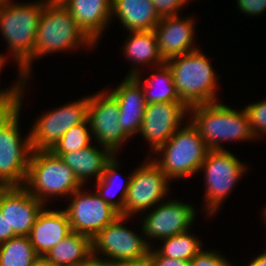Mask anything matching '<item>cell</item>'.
Returning <instances> with one entry per match:
<instances>
[{"label":"cell","mask_w":266,"mask_h":266,"mask_svg":"<svg viewBox=\"0 0 266 266\" xmlns=\"http://www.w3.org/2000/svg\"><path fill=\"white\" fill-rule=\"evenodd\" d=\"M48 1L14 3L13 0H4L0 4V33L13 54L22 80L27 81L32 75L36 33Z\"/></svg>","instance_id":"obj_1"},{"label":"cell","mask_w":266,"mask_h":266,"mask_svg":"<svg viewBox=\"0 0 266 266\" xmlns=\"http://www.w3.org/2000/svg\"><path fill=\"white\" fill-rule=\"evenodd\" d=\"M26 81L23 80L15 104L0 119V187L23 186L32 154L30 133L21 137L20 111Z\"/></svg>","instance_id":"obj_2"},{"label":"cell","mask_w":266,"mask_h":266,"mask_svg":"<svg viewBox=\"0 0 266 266\" xmlns=\"http://www.w3.org/2000/svg\"><path fill=\"white\" fill-rule=\"evenodd\" d=\"M189 120L210 150L225 149L221 143L256 139L245 109L235 110L219 102L189 108Z\"/></svg>","instance_id":"obj_3"},{"label":"cell","mask_w":266,"mask_h":266,"mask_svg":"<svg viewBox=\"0 0 266 266\" xmlns=\"http://www.w3.org/2000/svg\"><path fill=\"white\" fill-rule=\"evenodd\" d=\"M209 59L198 49L165 62L171 69L176 92L188 108L218 102V78Z\"/></svg>","instance_id":"obj_4"},{"label":"cell","mask_w":266,"mask_h":266,"mask_svg":"<svg viewBox=\"0 0 266 266\" xmlns=\"http://www.w3.org/2000/svg\"><path fill=\"white\" fill-rule=\"evenodd\" d=\"M80 46L91 49L95 43L59 0L48 1L36 33L34 59L60 51H73Z\"/></svg>","instance_id":"obj_5"},{"label":"cell","mask_w":266,"mask_h":266,"mask_svg":"<svg viewBox=\"0 0 266 266\" xmlns=\"http://www.w3.org/2000/svg\"><path fill=\"white\" fill-rule=\"evenodd\" d=\"M23 186L44 204L51 197H69L84 187L63 160L50 150L32 151Z\"/></svg>","instance_id":"obj_6"},{"label":"cell","mask_w":266,"mask_h":266,"mask_svg":"<svg viewBox=\"0 0 266 266\" xmlns=\"http://www.w3.org/2000/svg\"><path fill=\"white\" fill-rule=\"evenodd\" d=\"M185 123L154 153L160 158H152L170 180L198 173L210 150L192 122Z\"/></svg>","instance_id":"obj_7"},{"label":"cell","mask_w":266,"mask_h":266,"mask_svg":"<svg viewBox=\"0 0 266 266\" xmlns=\"http://www.w3.org/2000/svg\"><path fill=\"white\" fill-rule=\"evenodd\" d=\"M248 166L227 149L209 150L200 170L204 171V209L207 216L214 215L234 185L245 175ZM244 174V175H243Z\"/></svg>","instance_id":"obj_8"},{"label":"cell","mask_w":266,"mask_h":266,"mask_svg":"<svg viewBox=\"0 0 266 266\" xmlns=\"http://www.w3.org/2000/svg\"><path fill=\"white\" fill-rule=\"evenodd\" d=\"M127 219L118 216L92 239L93 257L118 264L148 258L151 246L144 235L124 226Z\"/></svg>","instance_id":"obj_9"},{"label":"cell","mask_w":266,"mask_h":266,"mask_svg":"<svg viewBox=\"0 0 266 266\" xmlns=\"http://www.w3.org/2000/svg\"><path fill=\"white\" fill-rule=\"evenodd\" d=\"M171 181L151 158H146L132 172L130 185L123 205V216L132 217L135 213L148 212L151 207L164 200L170 190Z\"/></svg>","instance_id":"obj_10"},{"label":"cell","mask_w":266,"mask_h":266,"mask_svg":"<svg viewBox=\"0 0 266 266\" xmlns=\"http://www.w3.org/2000/svg\"><path fill=\"white\" fill-rule=\"evenodd\" d=\"M88 104L89 96L43 112L29 131L32 150H50L70 128L83 123Z\"/></svg>","instance_id":"obj_11"},{"label":"cell","mask_w":266,"mask_h":266,"mask_svg":"<svg viewBox=\"0 0 266 266\" xmlns=\"http://www.w3.org/2000/svg\"><path fill=\"white\" fill-rule=\"evenodd\" d=\"M88 120L98 147L104 146L115 155L123 143L131 138L119 123L118 102L108 90L89 95Z\"/></svg>","instance_id":"obj_12"},{"label":"cell","mask_w":266,"mask_h":266,"mask_svg":"<svg viewBox=\"0 0 266 266\" xmlns=\"http://www.w3.org/2000/svg\"><path fill=\"white\" fill-rule=\"evenodd\" d=\"M91 192V193H90ZM81 188L69 196V205L64 211L71 230L93 239L101 230L112 223L120 214L94 191Z\"/></svg>","instance_id":"obj_13"},{"label":"cell","mask_w":266,"mask_h":266,"mask_svg":"<svg viewBox=\"0 0 266 266\" xmlns=\"http://www.w3.org/2000/svg\"><path fill=\"white\" fill-rule=\"evenodd\" d=\"M193 206L171 199L157 204L155 209L145 213L141 220V233L143 232L147 243L152 247L150 239L161 240L192 229L191 225L196 217Z\"/></svg>","instance_id":"obj_14"},{"label":"cell","mask_w":266,"mask_h":266,"mask_svg":"<svg viewBox=\"0 0 266 266\" xmlns=\"http://www.w3.org/2000/svg\"><path fill=\"white\" fill-rule=\"evenodd\" d=\"M189 108L182 101L146 104L139 131L154 153L188 120Z\"/></svg>","instance_id":"obj_15"},{"label":"cell","mask_w":266,"mask_h":266,"mask_svg":"<svg viewBox=\"0 0 266 266\" xmlns=\"http://www.w3.org/2000/svg\"><path fill=\"white\" fill-rule=\"evenodd\" d=\"M44 207L24 186L0 187V212L16 236H29Z\"/></svg>","instance_id":"obj_16"},{"label":"cell","mask_w":266,"mask_h":266,"mask_svg":"<svg viewBox=\"0 0 266 266\" xmlns=\"http://www.w3.org/2000/svg\"><path fill=\"white\" fill-rule=\"evenodd\" d=\"M194 18L182 16L163 17L154 29L159 52L163 60L190 53L194 46ZM193 42V43H192ZM193 44V45H192Z\"/></svg>","instance_id":"obj_17"},{"label":"cell","mask_w":266,"mask_h":266,"mask_svg":"<svg viewBox=\"0 0 266 266\" xmlns=\"http://www.w3.org/2000/svg\"><path fill=\"white\" fill-rule=\"evenodd\" d=\"M107 89L117 100L119 123L130 136L138 134L142 125L146 101L142 84L134 76H126L119 86Z\"/></svg>","instance_id":"obj_18"},{"label":"cell","mask_w":266,"mask_h":266,"mask_svg":"<svg viewBox=\"0 0 266 266\" xmlns=\"http://www.w3.org/2000/svg\"><path fill=\"white\" fill-rule=\"evenodd\" d=\"M95 43L111 23L112 0H59ZM104 30V31H103Z\"/></svg>","instance_id":"obj_19"},{"label":"cell","mask_w":266,"mask_h":266,"mask_svg":"<svg viewBox=\"0 0 266 266\" xmlns=\"http://www.w3.org/2000/svg\"><path fill=\"white\" fill-rule=\"evenodd\" d=\"M72 232L69 220L63 209L43 210L31 228L29 239L38 256H45L54 245Z\"/></svg>","instance_id":"obj_20"},{"label":"cell","mask_w":266,"mask_h":266,"mask_svg":"<svg viewBox=\"0 0 266 266\" xmlns=\"http://www.w3.org/2000/svg\"><path fill=\"white\" fill-rule=\"evenodd\" d=\"M97 145H89L78 151L63 153L60 158L74 172L79 182L85 187L88 179L96 177V181L102 176L107 164L115 154L108 148Z\"/></svg>","instance_id":"obj_21"},{"label":"cell","mask_w":266,"mask_h":266,"mask_svg":"<svg viewBox=\"0 0 266 266\" xmlns=\"http://www.w3.org/2000/svg\"><path fill=\"white\" fill-rule=\"evenodd\" d=\"M111 16L129 32L154 30L161 20L151 0H112Z\"/></svg>","instance_id":"obj_22"},{"label":"cell","mask_w":266,"mask_h":266,"mask_svg":"<svg viewBox=\"0 0 266 266\" xmlns=\"http://www.w3.org/2000/svg\"><path fill=\"white\" fill-rule=\"evenodd\" d=\"M130 33V37L124 44L123 53L124 57L132 62V66L136 65V67L131 68L127 76H134L139 73V70L143 71L139 68L140 65L144 67L145 64H149L150 67V64H153V67H158L165 64L159 52L154 30Z\"/></svg>","instance_id":"obj_23"},{"label":"cell","mask_w":266,"mask_h":266,"mask_svg":"<svg viewBox=\"0 0 266 266\" xmlns=\"http://www.w3.org/2000/svg\"><path fill=\"white\" fill-rule=\"evenodd\" d=\"M44 257L54 266H83L92 257V239L72 231Z\"/></svg>","instance_id":"obj_24"},{"label":"cell","mask_w":266,"mask_h":266,"mask_svg":"<svg viewBox=\"0 0 266 266\" xmlns=\"http://www.w3.org/2000/svg\"><path fill=\"white\" fill-rule=\"evenodd\" d=\"M154 69L156 71L150 76L148 75L144 81L141 72L134 75L143 86L146 103L181 101L176 92L173 75L168 65L165 63Z\"/></svg>","instance_id":"obj_25"},{"label":"cell","mask_w":266,"mask_h":266,"mask_svg":"<svg viewBox=\"0 0 266 266\" xmlns=\"http://www.w3.org/2000/svg\"><path fill=\"white\" fill-rule=\"evenodd\" d=\"M119 163L120 162L115 155L113 159L107 164L100 179L96 181L97 183H95V191L104 201H106L112 208H114L120 215L123 216V205L127 195V190L130 185L132 173H130L131 175H129L127 177V180H125L124 182L118 179V177L121 178L118 173V168L121 166L119 165ZM117 180H120L121 183L119 184ZM116 182L119 185V189L117 187ZM120 190L121 192L118 195L119 197L116 199L113 198L117 194V191Z\"/></svg>","instance_id":"obj_26"},{"label":"cell","mask_w":266,"mask_h":266,"mask_svg":"<svg viewBox=\"0 0 266 266\" xmlns=\"http://www.w3.org/2000/svg\"><path fill=\"white\" fill-rule=\"evenodd\" d=\"M189 231L191 230L161 239V248L154 250L151 247L149 256H166L190 261L202 250L203 245L198 236Z\"/></svg>","instance_id":"obj_27"},{"label":"cell","mask_w":266,"mask_h":266,"mask_svg":"<svg viewBox=\"0 0 266 266\" xmlns=\"http://www.w3.org/2000/svg\"><path fill=\"white\" fill-rule=\"evenodd\" d=\"M37 257L29 236H16L0 243V266H30Z\"/></svg>","instance_id":"obj_28"},{"label":"cell","mask_w":266,"mask_h":266,"mask_svg":"<svg viewBox=\"0 0 266 266\" xmlns=\"http://www.w3.org/2000/svg\"><path fill=\"white\" fill-rule=\"evenodd\" d=\"M92 132L88 118L80 124L70 128L61 139L50 149L56 155L78 151L92 144Z\"/></svg>","instance_id":"obj_29"},{"label":"cell","mask_w":266,"mask_h":266,"mask_svg":"<svg viewBox=\"0 0 266 266\" xmlns=\"http://www.w3.org/2000/svg\"><path fill=\"white\" fill-rule=\"evenodd\" d=\"M247 112L250 128L255 138L266 135V100L249 104L244 108Z\"/></svg>","instance_id":"obj_30"},{"label":"cell","mask_w":266,"mask_h":266,"mask_svg":"<svg viewBox=\"0 0 266 266\" xmlns=\"http://www.w3.org/2000/svg\"><path fill=\"white\" fill-rule=\"evenodd\" d=\"M190 266H232V264L217 250L207 251L202 249L190 260Z\"/></svg>","instance_id":"obj_31"},{"label":"cell","mask_w":266,"mask_h":266,"mask_svg":"<svg viewBox=\"0 0 266 266\" xmlns=\"http://www.w3.org/2000/svg\"><path fill=\"white\" fill-rule=\"evenodd\" d=\"M160 18L179 16L180 9L187 4L185 0H151Z\"/></svg>","instance_id":"obj_32"},{"label":"cell","mask_w":266,"mask_h":266,"mask_svg":"<svg viewBox=\"0 0 266 266\" xmlns=\"http://www.w3.org/2000/svg\"><path fill=\"white\" fill-rule=\"evenodd\" d=\"M17 79L15 85L0 89V119L15 104V98L23 81L20 77Z\"/></svg>","instance_id":"obj_33"},{"label":"cell","mask_w":266,"mask_h":266,"mask_svg":"<svg viewBox=\"0 0 266 266\" xmlns=\"http://www.w3.org/2000/svg\"><path fill=\"white\" fill-rule=\"evenodd\" d=\"M237 7L247 16H260L266 11V0H237Z\"/></svg>","instance_id":"obj_34"},{"label":"cell","mask_w":266,"mask_h":266,"mask_svg":"<svg viewBox=\"0 0 266 266\" xmlns=\"http://www.w3.org/2000/svg\"><path fill=\"white\" fill-rule=\"evenodd\" d=\"M153 266H190V261L166 256H148Z\"/></svg>","instance_id":"obj_35"},{"label":"cell","mask_w":266,"mask_h":266,"mask_svg":"<svg viewBox=\"0 0 266 266\" xmlns=\"http://www.w3.org/2000/svg\"><path fill=\"white\" fill-rule=\"evenodd\" d=\"M16 237L12 229L8 228V222L6 218L0 212V243Z\"/></svg>","instance_id":"obj_36"},{"label":"cell","mask_w":266,"mask_h":266,"mask_svg":"<svg viewBox=\"0 0 266 266\" xmlns=\"http://www.w3.org/2000/svg\"><path fill=\"white\" fill-rule=\"evenodd\" d=\"M83 266H120L118 263L91 257Z\"/></svg>","instance_id":"obj_37"},{"label":"cell","mask_w":266,"mask_h":266,"mask_svg":"<svg viewBox=\"0 0 266 266\" xmlns=\"http://www.w3.org/2000/svg\"><path fill=\"white\" fill-rule=\"evenodd\" d=\"M248 266H266V251H264V253L258 254L250 261Z\"/></svg>","instance_id":"obj_38"},{"label":"cell","mask_w":266,"mask_h":266,"mask_svg":"<svg viewBox=\"0 0 266 266\" xmlns=\"http://www.w3.org/2000/svg\"><path fill=\"white\" fill-rule=\"evenodd\" d=\"M120 266H153V265L150 259L146 258L139 261L123 262L120 263Z\"/></svg>","instance_id":"obj_39"},{"label":"cell","mask_w":266,"mask_h":266,"mask_svg":"<svg viewBox=\"0 0 266 266\" xmlns=\"http://www.w3.org/2000/svg\"><path fill=\"white\" fill-rule=\"evenodd\" d=\"M30 266H54L44 256H38Z\"/></svg>","instance_id":"obj_40"},{"label":"cell","mask_w":266,"mask_h":266,"mask_svg":"<svg viewBox=\"0 0 266 266\" xmlns=\"http://www.w3.org/2000/svg\"><path fill=\"white\" fill-rule=\"evenodd\" d=\"M5 56H7V55H2V54H0V72H1V69L3 68V65H4V63H5V61H6V57Z\"/></svg>","instance_id":"obj_41"},{"label":"cell","mask_w":266,"mask_h":266,"mask_svg":"<svg viewBox=\"0 0 266 266\" xmlns=\"http://www.w3.org/2000/svg\"><path fill=\"white\" fill-rule=\"evenodd\" d=\"M265 207H266V206H265ZM262 213H263V217H262V218L264 219V220H263V221H264V224H266V208H264V210H263Z\"/></svg>","instance_id":"obj_42"}]
</instances>
